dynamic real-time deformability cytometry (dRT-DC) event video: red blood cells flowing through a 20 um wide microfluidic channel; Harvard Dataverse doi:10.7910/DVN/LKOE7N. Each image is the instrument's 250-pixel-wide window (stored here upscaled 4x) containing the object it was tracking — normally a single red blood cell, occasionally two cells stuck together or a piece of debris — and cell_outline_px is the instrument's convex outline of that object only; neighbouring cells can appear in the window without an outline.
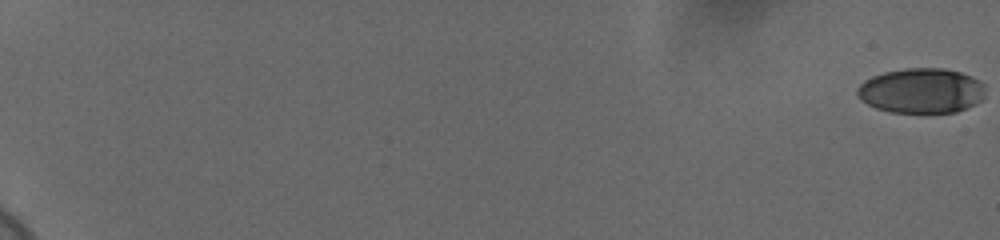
{"species": "human", "species_latin": "Homo sapiens", "temperature_condition": "cold", "stored_images_in_passage": 60, "camera_frame_rate_fps": 3000, "um_per_image_px": 0.085, "donor": {"sex": "female"}, "frame": {"image": 1, "passage_image": 1, "time_ms": 0.0, "image_size_px": [1000, 240], "cell_outline_px": [[984, 100], [968, 108], [956, 112], [892, 112], [876, 108], [860, 100], [856, 92], [856, 88], [864, 80], [872, 76], [884, 72], [908, 68], [944, 68], [960, 72], [972, 76], [980, 80], [984, 84]], "centroid_in_image_um": [78.34, 7.71], "position_along_channel_um": 6.7, "area_um2": 33.87}}
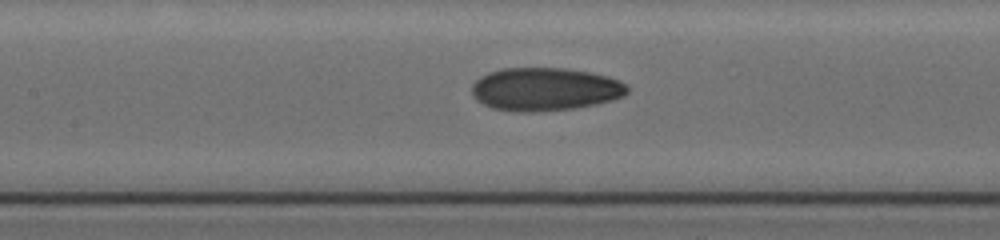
{"frame": {"image": 2, "passage_image": 33, "time_ms": 10.667, "image_size_px": [1000, 240], "cell_outline_px": [[628, 92], [624, 96], [612, 100], [596, 104], [576, 108], [532, 112], [516, 112], [492, 108], [476, 100], [472, 96], [472, 84], [480, 76], [488, 72], [500, 68], [564, 68], [588, 72], [608, 76], [620, 80], [628, 88]], "centroid_in_image_um": [46.3, 7.58], "position_along_channel_um": 161.1, "area_um2": 39.3}}
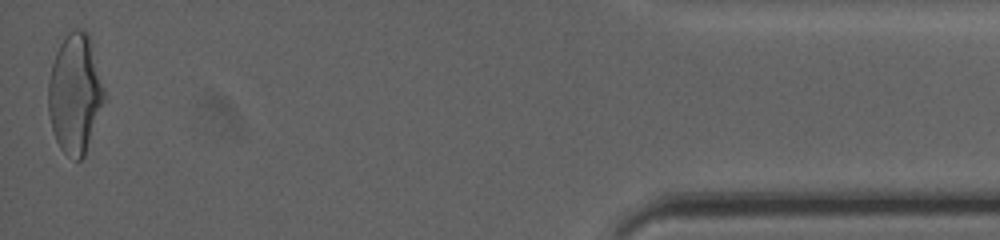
{"frame": {"image": 3, "passage_image": 60, "time_ms": 19.667, "image_size_px": [1000, 240], "cell_outline_px": [[104, 100], [84, 156], [80, 160], [76, 160], [68, 156], [60, 148], [56, 140], [52, 128], [48, 112], [48, 80], [52, 64], [56, 52], [60, 44], [68, 32], [76, 28], [80, 28], [88, 36], [104, 92]], "centroid_in_image_um": [6.33, 8.0], "position_along_channel_um": 428.9, "area_um2": 37.97}, "authors_computed_cell_mechanics": {"area_um2": 36.7319, "velocity_mm_per_s": 3.7049, "shape_relaxation_time_tau1_ms": 7.8116, "shape_relaxation_time_tau2_ms": 1.7507, "deformation_change_tau1": 0.2004, "deformation_change_tau2": 0.0745}}